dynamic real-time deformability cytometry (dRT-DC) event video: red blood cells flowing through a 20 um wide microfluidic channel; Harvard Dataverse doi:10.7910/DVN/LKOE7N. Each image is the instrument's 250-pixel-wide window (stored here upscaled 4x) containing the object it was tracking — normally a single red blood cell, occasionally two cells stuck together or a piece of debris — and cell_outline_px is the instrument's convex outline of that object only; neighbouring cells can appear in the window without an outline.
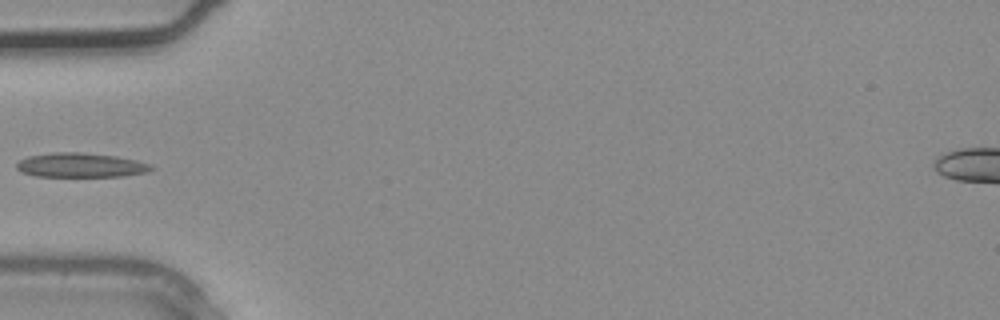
{"species": "common noctule bat (a hibernating species)", "species_latin": "Nyctalus noctula", "temperature_condition": "warm", "stored_images_in_passage": 3, "camera_frame_rate_fps": 3000, "um_per_image_px": 0.085, "animal": {"sex": "male", "body_mass_g": 20.4}, "frame": {"image": 1, "passage_image": 3, "time_ms": 0.667, "image_size_px": [1000, 320], "cell_outline_px": [[156, 168], [148, 172], [124, 176], [36, 176], [20, 172], [16, 168], [16, 164], [20, 160], [28, 156], [52, 152], [84, 152], [116, 156], [136, 160], [152, 164]], "centroid_in_image_um": [6.88, 14.03], "position_along_channel_um": 78.1, "area_um2": 19.31}}